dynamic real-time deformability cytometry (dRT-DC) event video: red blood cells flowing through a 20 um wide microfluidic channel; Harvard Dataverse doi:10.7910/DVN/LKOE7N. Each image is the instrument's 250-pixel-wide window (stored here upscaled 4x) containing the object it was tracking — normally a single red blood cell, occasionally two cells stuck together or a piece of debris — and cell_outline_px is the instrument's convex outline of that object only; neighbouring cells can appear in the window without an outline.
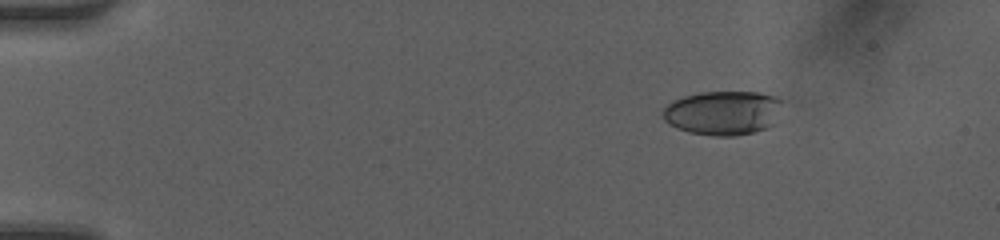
{"species": "human", "species_latin": "Homo sapiens", "temperature_condition": "room temperature", "stored_images_in_passage": 36, "camera_frame_rate_fps": 3000, "um_per_image_px": 0.085, "donor": {"sex": "female"}, "frame": {"image": 1, "passage_image": 5, "time_ms": 1.333, "image_size_px": [1000, 240], "cell_outline_px": [[788, 100], [772, 124], [768, 128], [752, 132], [732, 136], [712, 136], [688, 132], [668, 124], [664, 120], [664, 108], [672, 100], [684, 96], [700, 92], [760, 92], [776, 96]], "centroid_in_image_um": [61.52, 9.57], "position_along_channel_um": 23.5, "area_um2": 31.27}}
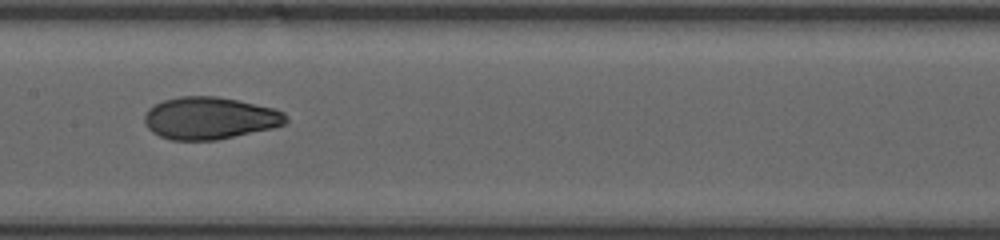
{"frame": {"image": 2, "passage_image": 18, "time_ms": 5.667, "image_size_px": [1000, 240], "cell_outline_px": [[288, 120], [284, 124], [272, 128], [216, 140], [172, 140], [160, 136], [152, 132], [144, 124], [144, 116], [148, 108], [164, 100], [180, 96], [216, 96], [236, 100], [272, 108], [284, 112]], "centroid_in_image_um": [17.79, 10.04], "position_along_channel_um": 189.6, "area_um2": 34.62}}
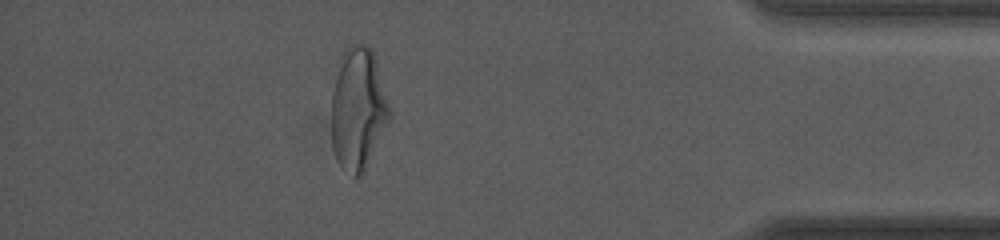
{"frame": {"image": 3, "passage_image": 31, "time_ms": 10.0, "image_size_px": [1000, 240], "cell_outline_px": [[392, 116], [364, 172], [360, 176], [352, 176], [336, 160], [332, 148], [332, 92], [336, 76], [344, 52], [348, 44], [368, 44], [372, 48], [376, 60]], "centroid_in_image_um": [30.45, 9.27], "position_along_channel_um": 404.8, "area_um2": 41.27}}